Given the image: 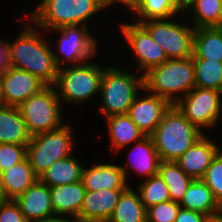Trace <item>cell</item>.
Wrapping results in <instances>:
<instances>
[{"instance_id":"cell-1","label":"cell","mask_w":222,"mask_h":222,"mask_svg":"<svg viewBox=\"0 0 222 222\" xmlns=\"http://www.w3.org/2000/svg\"><path fill=\"white\" fill-rule=\"evenodd\" d=\"M29 24L8 43L9 65L37 76L46 85H54L59 72L52 49Z\"/></svg>"},{"instance_id":"cell-2","label":"cell","mask_w":222,"mask_h":222,"mask_svg":"<svg viewBox=\"0 0 222 222\" xmlns=\"http://www.w3.org/2000/svg\"><path fill=\"white\" fill-rule=\"evenodd\" d=\"M203 135L174 104L150 137L161 161H176Z\"/></svg>"},{"instance_id":"cell-3","label":"cell","mask_w":222,"mask_h":222,"mask_svg":"<svg viewBox=\"0 0 222 222\" xmlns=\"http://www.w3.org/2000/svg\"><path fill=\"white\" fill-rule=\"evenodd\" d=\"M142 74L143 90L167 99L172 105L181 98L179 94L183 92L186 95L195 87L192 56L185 59H168Z\"/></svg>"},{"instance_id":"cell-4","label":"cell","mask_w":222,"mask_h":222,"mask_svg":"<svg viewBox=\"0 0 222 222\" xmlns=\"http://www.w3.org/2000/svg\"><path fill=\"white\" fill-rule=\"evenodd\" d=\"M104 8L102 0H42L27 21L40 29L82 25Z\"/></svg>"},{"instance_id":"cell-5","label":"cell","mask_w":222,"mask_h":222,"mask_svg":"<svg viewBox=\"0 0 222 222\" xmlns=\"http://www.w3.org/2000/svg\"><path fill=\"white\" fill-rule=\"evenodd\" d=\"M136 76L116 67L104 68L99 93L105 117L128 113L139 89L144 88L143 74Z\"/></svg>"},{"instance_id":"cell-6","label":"cell","mask_w":222,"mask_h":222,"mask_svg":"<svg viewBox=\"0 0 222 222\" xmlns=\"http://www.w3.org/2000/svg\"><path fill=\"white\" fill-rule=\"evenodd\" d=\"M104 68L87 62L59 68L53 85L56 86L59 100L76 104L98 94Z\"/></svg>"},{"instance_id":"cell-7","label":"cell","mask_w":222,"mask_h":222,"mask_svg":"<svg viewBox=\"0 0 222 222\" xmlns=\"http://www.w3.org/2000/svg\"><path fill=\"white\" fill-rule=\"evenodd\" d=\"M72 130L69 124L62 127L34 135L26 146V158L40 177L56 160L72 154Z\"/></svg>"},{"instance_id":"cell-8","label":"cell","mask_w":222,"mask_h":222,"mask_svg":"<svg viewBox=\"0 0 222 222\" xmlns=\"http://www.w3.org/2000/svg\"><path fill=\"white\" fill-rule=\"evenodd\" d=\"M61 102L53 85H47L18 106L31 137L64 125L61 123Z\"/></svg>"},{"instance_id":"cell-9","label":"cell","mask_w":222,"mask_h":222,"mask_svg":"<svg viewBox=\"0 0 222 222\" xmlns=\"http://www.w3.org/2000/svg\"><path fill=\"white\" fill-rule=\"evenodd\" d=\"M139 23L161 46L168 59H185L193 55L194 27L166 19L139 21Z\"/></svg>"},{"instance_id":"cell-10","label":"cell","mask_w":222,"mask_h":222,"mask_svg":"<svg viewBox=\"0 0 222 222\" xmlns=\"http://www.w3.org/2000/svg\"><path fill=\"white\" fill-rule=\"evenodd\" d=\"M221 91L194 87L175 104L183 115L199 129L211 128L220 119Z\"/></svg>"},{"instance_id":"cell-11","label":"cell","mask_w":222,"mask_h":222,"mask_svg":"<svg viewBox=\"0 0 222 222\" xmlns=\"http://www.w3.org/2000/svg\"><path fill=\"white\" fill-rule=\"evenodd\" d=\"M82 26V27H80ZM61 33L58 40V50L62 53V60L58 54L53 52L57 66L61 68V65L65 62H73L81 64L88 61L89 58L96 55L97 40L93 39L88 32V28L85 25H65L60 28L54 29Z\"/></svg>"},{"instance_id":"cell-12","label":"cell","mask_w":222,"mask_h":222,"mask_svg":"<svg viewBox=\"0 0 222 222\" xmlns=\"http://www.w3.org/2000/svg\"><path fill=\"white\" fill-rule=\"evenodd\" d=\"M120 27L122 35L139 61L140 70H145L144 73L168 60L161 46L152 39L140 23H122Z\"/></svg>"},{"instance_id":"cell-13","label":"cell","mask_w":222,"mask_h":222,"mask_svg":"<svg viewBox=\"0 0 222 222\" xmlns=\"http://www.w3.org/2000/svg\"><path fill=\"white\" fill-rule=\"evenodd\" d=\"M0 81L5 104L13 107H18L47 86L37 76L12 66L0 74Z\"/></svg>"},{"instance_id":"cell-14","label":"cell","mask_w":222,"mask_h":222,"mask_svg":"<svg viewBox=\"0 0 222 222\" xmlns=\"http://www.w3.org/2000/svg\"><path fill=\"white\" fill-rule=\"evenodd\" d=\"M138 95L129 107L127 115L145 136H150L172 104L167 99L151 92L147 93L148 97L142 99Z\"/></svg>"},{"instance_id":"cell-15","label":"cell","mask_w":222,"mask_h":222,"mask_svg":"<svg viewBox=\"0 0 222 222\" xmlns=\"http://www.w3.org/2000/svg\"><path fill=\"white\" fill-rule=\"evenodd\" d=\"M125 189L86 191L78 222H107Z\"/></svg>"},{"instance_id":"cell-16","label":"cell","mask_w":222,"mask_h":222,"mask_svg":"<svg viewBox=\"0 0 222 222\" xmlns=\"http://www.w3.org/2000/svg\"><path fill=\"white\" fill-rule=\"evenodd\" d=\"M28 222L42 221L55 217L52 209L49 186L40 180L30 186L14 200Z\"/></svg>"},{"instance_id":"cell-17","label":"cell","mask_w":222,"mask_h":222,"mask_svg":"<svg viewBox=\"0 0 222 222\" xmlns=\"http://www.w3.org/2000/svg\"><path fill=\"white\" fill-rule=\"evenodd\" d=\"M221 149L204 134L175 162L193 179H201Z\"/></svg>"},{"instance_id":"cell-18","label":"cell","mask_w":222,"mask_h":222,"mask_svg":"<svg viewBox=\"0 0 222 222\" xmlns=\"http://www.w3.org/2000/svg\"><path fill=\"white\" fill-rule=\"evenodd\" d=\"M81 181L86 191L126 189L129 186L120 166L108 163L84 167Z\"/></svg>"},{"instance_id":"cell-19","label":"cell","mask_w":222,"mask_h":222,"mask_svg":"<svg viewBox=\"0 0 222 222\" xmlns=\"http://www.w3.org/2000/svg\"><path fill=\"white\" fill-rule=\"evenodd\" d=\"M52 209L55 216H68L77 218L85 195L82 181L49 187Z\"/></svg>"},{"instance_id":"cell-20","label":"cell","mask_w":222,"mask_h":222,"mask_svg":"<svg viewBox=\"0 0 222 222\" xmlns=\"http://www.w3.org/2000/svg\"><path fill=\"white\" fill-rule=\"evenodd\" d=\"M183 209L194 210L207 216L222 212V207L216 201L213 192L202 179H194L179 202Z\"/></svg>"},{"instance_id":"cell-21","label":"cell","mask_w":222,"mask_h":222,"mask_svg":"<svg viewBox=\"0 0 222 222\" xmlns=\"http://www.w3.org/2000/svg\"><path fill=\"white\" fill-rule=\"evenodd\" d=\"M131 152H135L136 154L135 159H132L131 165L129 167L128 165L125 167L120 165V168L124 173V177L126 178V182L127 174L131 170L139 172L140 175L146 176L147 179L158 174L161 160L150 136H145L141 140L137 141L136 146ZM132 158H134V156Z\"/></svg>"},{"instance_id":"cell-22","label":"cell","mask_w":222,"mask_h":222,"mask_svg":"<svg viewBox=\"0 0 222 222\" xmlns=\"http://www.w3.org/2000/svg\"><path fill=\"white\" fill-rule=\"evenodd\" d=\"M1 178L9 200H15L39 180L27 158L1 172Z\"/></svg>"},{"instance_id":"cell-23","label":"cell","mask_w":222,"mask_h":222,"mask_svg":"<svg viewBox=\"0 0 222 222\" xmlns=\"http://www.w3.org/2000/svg\"><path fill=\"white\" fill-rule=\"evenodd\" d=\"M30 138L18 107L6 105L0 108V143L27 146Z\"/></svg>"},{"instance_id":"cell-24","label":"cell","mask_w":222,"mask_h":222,"mask_svg":"<svg viewBox=\"0 0 222 222\" xmlns=\"http://www.w3.org/2000/svg\"><path fill=\"white\" fill-rule=\"evenodd\" d=\"M192 59L222 61V28H196L193 39Z\"/></svg>"},{"instance_id":"cell-25","label":"cell","mask_w":222,"mask_h":222,"mask_svg":"<svg viewBox=\"0 0 222 222\" xmlns=\"http://www.w3.org/2000/svg\"><path fill=\"white\" fill-rule=\"evenodd\" d=\"M79 159L67 156L56 160L40 177L39 180L49 187L73 184L81 181L84 167Z\"/></svg>"},{"instance_id":"cell-26","label":"cell","mask_w":222,"mask_h":222,"mask_svg":"<svg viewBox=\"0 0 222 222\" xmlns=\"http://www.w3.org/2000/svg\"><path fill=\"white\" fill-rule=\"evenodd\" d=\"M107 222H147V209L144 207L140 195L130 186L121 193Z\"/></svg>"},{"instance_id":"cell-27","label":"cell","mask_w":222,"mask_h":222,"mask_svg":"<svg viewBox=\"0 0 222 222\" xmlns=\"http://www.w3.org/2000/svg\"><path fill=\"white\" fill-rule=\"evenodd\" d=\"M110 142L116 151L145 137L144 133L136 126L127 114L106 117Z\"/></svg>"},{"instance_id":"cell-28","label":"cell","mask_w":222,"mask_h":222,"mask_svg":"<svg viewBox=\"0 0 222 222\" xmlns=\"http://www.w3.org/2000/svg\"><path fill=\"white\" fill-rule=\"evenodd\" d=\"M158 174L168 187L171 201L180 202L194 180L175 161H160Z\"/></svg>"},{"instance_id":"cell-29","label":"cell","mask_w":222,"mask_h":222,"mask_svg":"<svg viewBox=\"0 0 222 222\" xmlns=\"http://www.w3.org/2000/svg\"><path fill=\"white\" fill-rule=\"evenodd\" d=\"M193 13V27H220L222 25V0H193L185 10Z\"/></svg>"},{"instance_id":"cell-30","label":"cell","mask_w":222,"mask_h":222,"mask_svg":"<svg viewBox=\"0 0 222 222\" xmlns=\"http://www.w3.org/2000/svg\"><path fill=\"white\" fill-rule=\"evenodd\" d=\"M179 11H185L180 7L178 0H141L134 12L141 16L139 21L159 20L173 18Z\"/></svg>"},{"instance_id":"cell-31","label":"cell","mask_w":222,"mask_h":222,"mask_svg":"<svg viewBox=\"0 0 222 222\" xmlns=\"http://www.w3.org/2000/svg\"><path fill=\"white\" fill-rule=\"evenodd\" d=\"M195 87L222 92V63L210 59H193Z\"/></svg>"},{"instance_id":"cell-32","label":"cell","mask_w":222,"mask_h":222,"mask_svg":"<svg viewBox=\"0 0 222 222\" xmlns=\"http://www.w3.org/2000/svg\"><path fill=\"white\" fill-rule=\"evenodd\" d=\"M138 192L146 209L158 203L171 200L168 187L159 174L146 179L139 186Z\"/></svg>"},{"instance_id":"cell-33","label":"cell","mask_w":222,"mask_h":222,"mask_svg":"<svg viewBox=\"0 0 222 222\" xmlns=\"http://www.w3.org/2000/svg\"><path fill=\"white\" fill-rule=\"evenodd\" d=\"M211 189L213 195L222 207V151L220 150L201 178Z\"/></svg>"},{"instance_id":"cell-34","label":"cell","mask_w":222,"mask_h":222,"mask_svg":"<svg viewBox=\"0 0 222 222\" xmlns=\"http://www.w3.org/2000/svg\"><path fill=\"white\" fill-rule=\"evenodd\" d=\"M181 206L179 202L164 201L147 209V222H175Z\"/></svg>"},{"instance_id":"cell-35","label":"cell","mask_w":222,"mask_h":222,"mask_svg":"<svg viewBox=\"0 0 222 222\" xmlns=\"http://www.w3.org/2000/svg\"><path fill=\"white\" fill-rule=\"evenodd\" d=\"M26 158V146L0 143V173Z\"/></svg>"},{"instance_id":"cell-36","label":"cell","mask_w":222,"mask_h":222,"mask_svg":"<svg viewBox=\"0 0 222 222\" xmlns=\"http://www.w3.org/2000/svg\"><path fill=\"white\" fill-rule=\"evenodd\" d=\"M0 222H28L14 200L0 204Z\"/></svg>"},{"instance_id":"cell-37","label":"cell","mask_w":222,"mask_h":222,"mask_svg":"<svg viewBox=\"0 0 222 222\" xmlns=\"http://www.w3.org/2000/svg\"><path fill=\"white\" fill-rule=\"evenodd\" d=\"M208 217L204 213L181 208L175 222H207Z\"/></svg>"},{"instance_id":"cell-38","label":"cell","mask_w":222,"mask_h":222,"mask_svg":"<svg viewBox=\"0 0 222 222\" xmlns=\"http://www.w3.org/2000/svg\"><path fill=\"white\" fill-rule=\"evenodd\" d=\"M9 67L8 42L0 40V74H2Z\"/></svg>"},{"instance_id":"cell-39","label":"cell","mask_w":222,"mask_h":222,"mask_svg":"<svg viewBox=\"0 0 222 222\" xmlns=\"http://www.w3.org/2000/svg\"><path fill=\"white\" fill-rule=\"evenodd\" d=\"M102 2L104 5V8H106L109 5H112L113 3L115 4L121 3L128 6L127 8H130L129 10L133 12L139 6L141 0H102Z\"/></svg>"},{"instance_id":"cell-40","label":"cell","mask_w":222,"mask_h":222,"mask_svg":"<svg viewBox=\"0 0 222 222\" xmlns=\"http://www.w3.org/2000/svg\"><path fill=\"white\" fill-rule=\"evenodd\" d=\"M72 219V220H71ZM36 222H78V219L77 218H64L62 216H55L53 218H49V219H46V220H42V221H36Z\"/></svg>"},{"instance_id":"cell-41","label":"cell","mask_w":222,"mask_h":222,"mask_svg":"<svg viewBox=\"0 0 222 222\" xmlns=\"http://www.w3.org/2000/svg\"><path fill=\"white\" fill-rule=\"evenodd\" d=\"M8 200L9 199H8L6 193H5L4 186H3V183H2L1 173H0V204L3 203V202H6Z\"/></svg>"},{"instance_id":"cell-42","label":"cell","mask_w":222,"mask_h":222,"mask_svg":"<svg viewBox=\"0 0 222 222\" xmlns=\"http://www.w3.org/2000/svg\"><path fill=\"white\" fill-rule=\"evenodd\" d=\"M207 222H222V212L214 216H209Z\"/></svg>"},{"instance_id":"cell-43","label":"cell","mask_w":222,"mask_h":222,"mask_svg":"<svg viewBox=\"0 0 222 222\" xmlns=\"http://www.w3.org/2000/svg\"><path fill=\"white\" fill-rule=\"evenodd\" d=\"M193 0H178L180 7L185 11V8L191 4Z\"/></svg>"},{"instance_id":"cell-44","label":"cell","mask_w":222,"mask_h":222,"mask_svg":"<svg viewBox=\"0 0 222 222\" xmlns=\"http://www.w3.org/2000/svg\"><path fill=\"white\" fill-rule=\"evenodd\" d=\"M6 106L5 104V100H4V97H3V90H2V84H1V81H0V108Z\"/></svg>"}]
</instances>
